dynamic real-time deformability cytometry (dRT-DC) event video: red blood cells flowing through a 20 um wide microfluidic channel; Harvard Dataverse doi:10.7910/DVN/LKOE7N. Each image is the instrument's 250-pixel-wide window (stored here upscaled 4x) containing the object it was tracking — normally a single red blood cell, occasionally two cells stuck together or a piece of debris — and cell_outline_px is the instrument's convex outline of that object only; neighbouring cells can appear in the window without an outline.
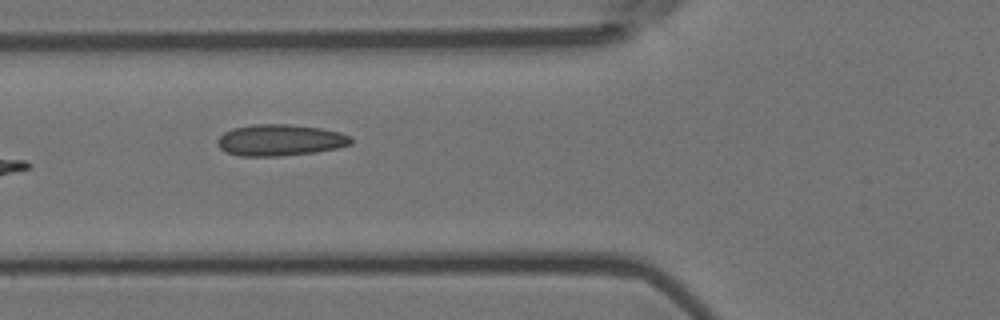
{"species": "Egyptian fruit bat (a non-hibernating species)", "species_latin": "Rousettus aegyptiacus", "temperature_condition": "room temperature", "stored_images_in_passage": 7, "camera_frame_rate_fps": 3000, "um_per_image_px": 0.085, "animal": {"sex": "female"}, "frame": {"image": 1, "passage_image": 7, "time_ms": 2.0, "image_size_px": [1000, 320], "cell_outline_px": [[352, 144], [336, 148], [316, 152], [280, 156], [240, 156], [228, 152], [220, 148], [216, 144], [216, 140], [224, 132], [232, 128], [252, 124], [288, 124], [320, 128], [340, 132], [352, 136]], "centroid_in_image_um": [23.8, 11.9], "position_along_channel_um": 102.0, "area_um2": 24.57}}